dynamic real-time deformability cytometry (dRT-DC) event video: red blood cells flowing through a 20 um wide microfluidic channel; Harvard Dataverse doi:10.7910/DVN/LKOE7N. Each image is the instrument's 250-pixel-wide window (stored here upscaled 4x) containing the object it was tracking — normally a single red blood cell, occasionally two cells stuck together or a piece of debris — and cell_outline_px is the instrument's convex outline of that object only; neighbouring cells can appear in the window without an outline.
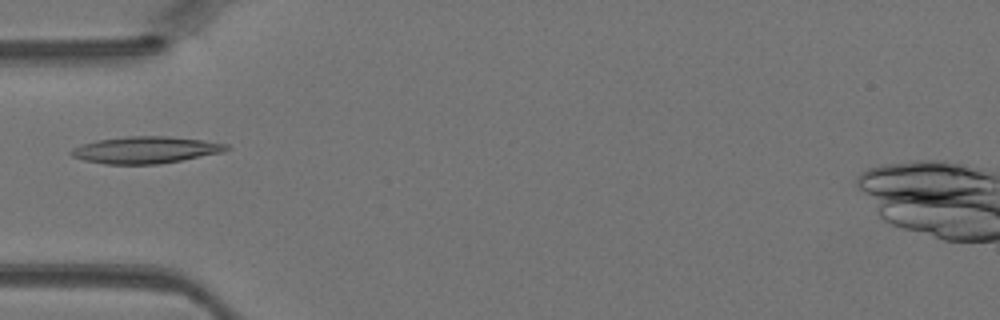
{"species": "Egyptian fruit bat (a non-hibernating species)", "species_latin": "Rousettus aegyptiacus", "temperature_condition": "warm", "stored_images_in_passage": 31, "camera_frame_rate_fps": 3000, "um_per_image_px": 0.085, "animal": {"sex": "female"}, "frame": {"image": 1, "passage_image": 1, "time_ms": 0.0, "image_size_px": [1000, 320], "cell_outline_px": [[232, 148], [224, 152], [160, 164], [104, 164], [84, 160], [72, 156], [68, 152], [72, 148], [80, 144], [96, 140], [128, 136], [168, 136], [204, 140], [228, 144]], "centroid_in_image_um": [12.38, 12.74], "position_along_channel_um": 72.6, "area_um2": 24.51}}
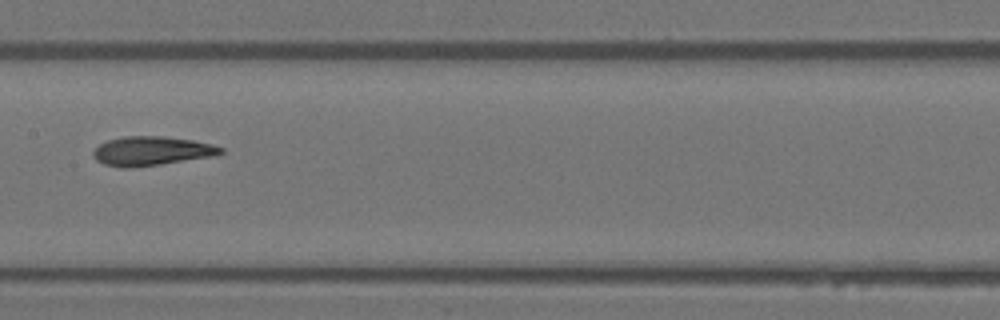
{"frame": {"image": 2, "passage_image": 9, "time_ms": 2.667, "image_size_px": [1000, 320], "cell_outline_px": [[224, 152], [216, 156], [132, 168], [120, 168], [104, 164], [96, 160], [92, 156], [92, 152], [100, 144], [108, 140], [124, 136], [164, 136], [192, 140], [212, 144], [224, 148]], "centroid_in_image_um": [12.89, 12.84], "position_along_channel_um": 194.5, "area_um2": 21.79}}
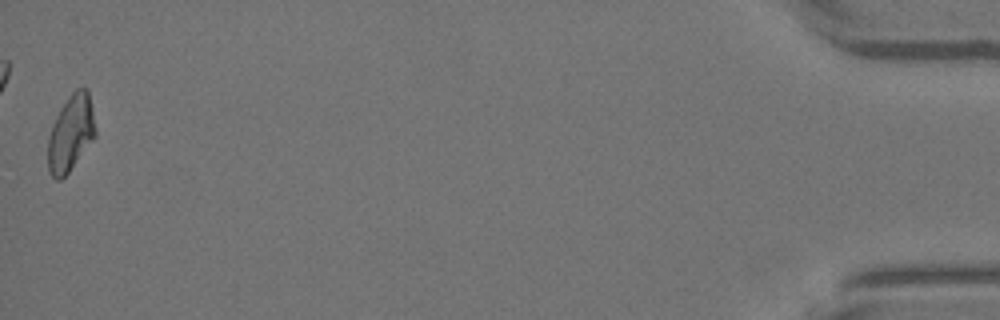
{"frame": {"image": 3, "passage_image": 31, "time_ms": 10.0, "image_size_px": [1000, 320], "cell_outline_px": [[96, 136], [68, 172], [60, 180], [56, 180], [48, 172], [48, 136], [52, 124], [60, 108], [68, 96], [76, 88], [88, 88], [96, 128]], "centroid_in_image_um": [6.01, 11.3], "position_along_channel_um": 429.2, "area_um2": 21.15}}